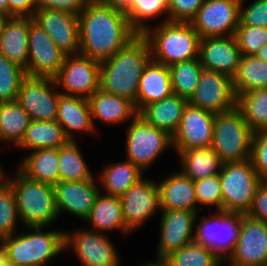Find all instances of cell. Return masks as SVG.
Wrapping results in <instances>:
<instances>
[{
    "label": "cell",
    "instance_id": "6da1fadb",
    "mask_svg": "<svg viewBox=\"0 0 267 266\" xmlns=\"http://www.w3.org/2000/svg\"><path fill=\"white\" fill-rule=\"evenodd\" d=\"M78 17L80 54L97 62L110 59L138 35L126 14L98 0H89Z\"/></svg>",
    "mask_w": 267,
    "mask_h": 266
},
{
    "label": "cell",
    "instance_id": "7a4b0ae2",
    "mask_svg": "<svg viewBox=\"0 0 267 266\" xmlns=\"http://www.w3.org/2000/svg\"><path fill=\"white\" fill-rule=\"evenodd\" d=\"M150 59L148 41L138 34L113 57L100 62L99 89L130 100L136 108L139 81Z\"/></svg>",
    "mask_w": 267,
    "mask_h": 266
},
{
    "label": "cell",
    "instance_id": "3957f363",
    "mask_svg": "<svg viewBox=\"0 0 267 266\" xmlns=\"http://www.w3.org/2000/svg\"><path fill=\"white\" fill-rule=\"evenodd\" d=\"M12 176L4 173L3 179L13 190L21 225L47 228L57 221L53 186L30 179L18 168Z\"/></svg>",
    "mask_w": 267,
    "mask_h": 266
},
{
    "label": "cell",
    "instance_id": "277c9868",
    "mask_svg": "<svg viewBox=\"0 0 267 266\" xmlns=\"http://www.w3.org/2000/svg\"><path fill=\"white\" fill-rule=\"evenodd\" d=\"M141 35L148 41L151 59L168 67L199 57L201 38L191 22L158 23V26H149Z\"/></svg>",
    "mask_w": 267,
    "mask_h": 266
},
{
    "label": "cell",
    "instance_id": "5b68a950",
    "mask_svg": "<svg viewBox=\"0 0 267 266\" xmlns=\"http://www.w3.org/2000/svg\"><path fill=\"white\" fill-rule=\"evenodd\" d=\"M26 230L29 231L18 234L15 232L0 241L9 264L47 266L53 257L65 251V231H47L46 227H26Z\"/></svg>",
    "mask_w": 267,
    "mask_h": 266
},
{
    "label": "cell",
    "instance_id": "8992f818",
    "mask_svg": "<svg viewBox=\"0 0 267 266\" xmlns=\"http://www.w3.org/2000/svg\"><path fill=\"white\" fill-rule=\"evenodd\" d=\"M254 132L240 110L215 114L212 148L223 163L250 160Z\"/></svg>",
    "mask_w": 267,
    "mask_h": 266
},
{
    "label": "cell",
    "instance_id": "52a82bcc",
    "mask_svg": "<svg viewBox=\"0 0 267 266\" xmlns=\"http://www.w3.org/2000/svg\"><path fill=\"white\" fill-rule=\"evenodd\" d=\"M198 215L193 242L211 250L225 262L239 239L242 213L216 210L212 216H202L199 221Z\"/></svg>",
    "mask_w": 267,
    "mask_h": 266
},
{
    "label": "cell",
    "instance_id": "ba28073f",
    "mask_svg": "<svg viewBox=\"0 0 267 266\" xmlns=\"http://www.w3.org/2000/svg\"><path fill=\"white\" fill-rule=\"evenodd\" d=\"M219 176L222 210L246 214L262 181L251 160L223 163Z\"/></svg>",
    "mask_w": 267,
    "mask_h": 266
},
{
    "label": "cell",
    "instance_id": "9c48e42d",
    "mask_svg": "<svg viewBox=\"0 0 267 266\" xmlns=\"http://www.w3.org/2000/svg\"><path fill=\"white\" fill-rule=\"evenodd\" d=\"M126 134V160L143 172L172 147V136L148 124L140 115L128 123Z\"/></svg>",
    "mask_w": 267,
    "mask_h": 266
},
{
    "label": "cell",
    "instance_id": "30bf717a",
    "mask_svg": "<svg viewBox=\"0 0 267 266\" xmlns=\"http://www.w3.org/2000/svg\"><path fill=\"white\" fill-rule=\"evenodd\" d=\"M99 78L100 62L78 54L66 55L54 79L61 94L89 99L99 90Z\"/></svg>",
    "mask_w": 267,
    "mask_h": 266
},
{
    "label": "cell",
    "instance_id": "8fae6325",
    "mask_svg": "<svg viewBox=\"0 0 267 266\" xmlns=\"http://www.w3.org/2000/svg\"><path fill=\"white\" fill-rule=\"evenodd\" d=\"M57 88L55 79L27 76L22 81L16 101L31 121L56 120L61 94Z\"/></svg>",
    "mask_w": 267,
    "mask_h": 266
},
{
    "label": "cell",
    "instance_id": "7c38bea8",
    "mask_svg": "<svg viewBox=\"0 0 267 266\" xmlns=\"http://www.w3.org/2000/svg\"><path fill=\"white\" fill-rule=\"evenodd\" d=\"M64 247L74 250L82 266H120V256L111 238L91 228L65 231Z\"/></svg>",
    "mask_w": 267,
    "mask_h": 266
},
{
    "label": "cell",
    "instance_id": "4fadbf2b",
    "mask_svg": "<svg viewBox=\"0 0 267 266\" xmlns=\"http://www.w3.org/2000/svg\"><path fill=\"white\" fill-rule=\"evenodd\" d=\"M65 57L49 35L29 18L27 76L54 79Z\"/></svg>",
    "mask_w": 267,
    "mask_h": 266
},
{
    "label": "cell",
    "instance_id": "5bb4252c",
    "mask_svg": "<svg viewBox=\"0 0 267 266\" xmlns=\"http://www.w3.org/2000/svg\"><path fill=\"white\" fill-rule=\"evenodd\" d=\"M240 0H205L191 21L200 38L235 34L239 24Z\"/></svg>",
    "mask_w": 267,
    "mask_h": 266
},
{
    "label": "cell",
    "instance_id": "9a60e30c",
    "mask_svg": "<svg viewBox=\"0 0 267 266\" xmlns=\"http://www.w3.org/2000/svg\"><path fill=\"white\" fill-rule=\"evenodd\" d=\"M147 178L140 179L120 197L123 220L132 233L161 211L158 182Z\"/></svg>",
    "mask_w": 267,
    "mask_h": 266
},
{
    "label": "cell",
    "instance_id": "2e32d148",
    "mask_svg": "<svg viewBox=\"0 0 267 266\" xmlns=\"http://www.w3.org/2000/svg\"><path fill=\"white\" fill-rule=\"evenodd\" d=\"M236 101L237 96L231 77L203 69L195 92L188 103L214 114H219L235 108Z\"/></svg>",
    "mask_w": 267,
    "mask_h": 266
},
{
    "label": "cell",
    "instance_id": "e0dca14e",
    "mask_svg": "<svg viewBox=\"0 0 267 266\" xmlns=\"http://www.w3.org/2000/svg\"><path fill=\"white\" fill-rule=\"evenodd\" d=\"M230 266H265L267 264V222L242 214L239 239L224 262Z\"/></svg>",
    "mask_w": 267,
    "mask_h": 266
},
{
    "label": "cell",
    "instance_id": "ac0fdd59",
    "mask_svg": "<svg viewBox=\"0 0 267 266\" xmlns=\"http://www.w3.org/2000/svg\"><path fill=\"white\" fill-rule=\"evenodd\" d=\"M32 19L64 54H80L78 15L52 9H36Z\"/></svg>",
    "mask_w": 267,
    "mask_h": 266
},
{
    "label": "cell",
    "instance_id": "d6986e66",
    "mask_svg": "<svg viewBox=\"0 0 267 266\" xmlns=\"http://www.w3.org/2000/svg\"><path fill=\"white\" fill-rule=\"evenodd\" d=\"M215 114L187 103L176 133L172 136L174 150L211 147Z\"/></svg>",
    "mask_w": 267,
    "mask_h": 266
},
{
    "label": "cell",
    "instance_id": "ffe728a7",
    "mask_svg": "<svg viewBox=\"0 0 267 266\" xmlns=\"http://www.w3.org/2000/svg\"><path fill=\"white\" fill-rule=\"evenodd\" d=\"M160 213V240L156 256L167 257L193 242L198 212L176 209L161 210Z\"/></svg>",
    "mask_w": 267,
    "mask_h": 266
},
{
    "label": "cell",
    "instance_id": "44dd1931",
    "mask_svg": "<svg viewBox=\"0 0 267 266\" xmlns=\"http://www.w3.org/2000/svg\"><path fill=\"white\" fill-rule=\"evenodd\" d=\"M95 179L86 181H59L53 188L55 204L60 216L63 212L85 220L100 193Z\"/></svg>",
    "mask_w": 267,
    "mask_h": 266
},
{
    "label": "cell",
    "instance_id": "7402d4cb",
    "mask_svg": "<svg viewBox=\"0 0 267 266\" xmlns=\"http://www.w3.org/2000/svg\"><path fill=\"white\" fill-rule=\"evenodd\" d=\"M198 58L205 70L233 78L238 69L241 53L234 35L208 37L200 39Z\"/></svg>",
    "mask_w": 267,
    "mask_h": 266
},
{
    "label": "cell",
    "instance_id": "603a6c76",
    "mask_svg": "<svg viewBox=\"0 0 267 266\" xmlns=\"http://www.w3.org/2000/svg\"><path fill=\"white\" fill-rule=\"evenodd\" d=\"M173 94L169 67L152 59L146 64L139 81L136 99L138 114L152 103Z\"/></svg>",
    "mask_w": 267,
    "mask_h": 266
},
{
    "label": "cell",
    "instance_id": "cb8c5ba5",
    "mask_svg": "<svg viewBox=\"0 0 267 266\" xmlns=\"http://www.w3.org/2000/svg\"><path fill=\"white\" fill-rule=\"evenodd\" d=\"M56 121L69 140H76L75 132H95L89 100L84 97L60 94Z\"/></svg>",
    "mask_w": 267,
    "mask_h": 266
},
{
    "label": "cell",
    "instance_id": "d4e9b609",
    "mask_svg": "<svg viewBox=\"0 0 267 266\" xmlns=\"http://www.w3.org/2000/svg\"><path fill=\"white\" fill-rule=\"evenodd\" d=\"M161 210H187L199 212L194 181L180 171L167 175L158 183Z\"/></svg>",
    "mask_w": 267,
    "mask_h": 266
},
{
    "label": "cell",
    "instance_id": "484cf974",
    "mask_svg": "<svg viewBox=\"0 0 267 266\" xmlns=\"http://www.w3.org/2000/svg\"><path fill=\"white\" fill-rule=\"evenodd\" d=\"M92 122L95 130V119L103 124H120L126 120H133L138 112L130 100L97 90L89 99Z\"/></svg>",
    "mask_w": 267,
    "mask_h": 266
},
{
    "label": "cell",
    "instance_id": "4316f807",
    "mask_svg": "<svg viewBox=\"0 0 267 266\" xmlns=\"http://www.w3.org/2000/svg\"><path fill=\"white\" fill-rule=\"evenodd\" d=\"M28 17H7L0 33V53L23 69L28 62Z\"/></svg>",
    "mask_w": 267,
    "mask_h": 266
},
{
    "label": "cell",
    "instance_id": "83f0119b",
    "mask_svg": "<svg viewBox=\"0 0 267 266\" xmlns=\"http://www.w3.org/2000/svg\"><path fill=\"white\" fill-rule=\"evenodd\" d=\"M188 100L172 94L158 102L147 105L138 115L148 124L173 136L180 124Z\"/></svg>",
    "mask_w": 267,
    "mask_h": 266
},
{
    "label": "cell",
    "instance_id": "f1b7e54d",
    "mask_svg": "<svg viewBox=\"0 0 267 266\" xmlns=\"http://www.w3.org/2000/svg\"><path fill=\"white\" fill-rule=\"evenodd\" d=\"M84 221L89 223L92 229L98 233L105 234L106 231L116 229L125 234L131 233L123 220L120 197L113 195L104 193L102 195L100 192L89 216Z\"/></svg>",
    "mask_w": 267,
    "mask_h": 266
},
{
    "label": "cell",
    "instance_id": "f546056e",
    "mask_svg": "<svg viewBox=\"0 0 267 266\" xmlns=\"http://www.w3.org/2000/svg\"><path fill=\"white\" fill-rule=\"evenodd\" d=\"M59 148L30 151L17 167L30 179L54 186L59 182Z\"/></svg>",
    "mask_w": 267,
    "mask_h": 266
},
{
    "label": "cell",
    "instance_id": "4dcf8cb0",
    "mask_svg": "<svg viewBox=\"0 0 267 266\" xmlns=\"http://www.w3.org/2000/svg\"><path fill=\"white\" fill-rule=\"evenodd\" d=\"M181 161L180 172L193 181L220 174L223 162L212 147L175 150Z\"/></svg>",
    "mask_w": 267,
    "mask_h": 266
},
{
    "label": "cell",
    "instance_id": "1f68e13d",
    "mask_svg": "<svg viewBox=\"0 0 267 266\" xmlns=\"http://www.w3.org/2000/svg\"><path fill=\"white\" fill-rule=\"evenodd\" d=\"M68 141L63 127L56 120L31 121L21 142L16 147L34 151L45 148H59Z\"/></svg>",
    "mask_w": 267,
    "mask_h": 266
},
{
    "label": "cell",
    "instance_id": "d6a6232c",
    "mask_svg": "<svg viewBox=\"0 0 267 266\" xmlns=\"http://www.w3.org/2000/svg\"><path fill=\"white\" fill-rule=\"evenodd\" d=\"M99 174L104 194L121 197L131 186L144 177L143 171L131 161L111 163Z\"/></svg>",
    "mask_w": 267,
    "mask_h": 266
},
{
    "label": "cell",
    "instance_id": "836d02e7",
    "mask_svg": "<svg viewBox=\"0 0 267 266\" xmlns=\"http://www.w3.org/2000/svg\"><path fill=\"white\" fill-rule=\"evenodd\" d=\"M232 80L236 96L251 90L267 88V62L254 55H241Z\"/></svg>",
    "mask_w": 267,
    "mask_h": 266
},
{
    "label": "cell",
    "instance_id": "e575fe53",
    "mask_svg": "<svg viewBox=\"0 0 267 266\" xmlns=\"http://www.w3.org/2000/svg\"><path fill=\"white\" fill-rule=\"evenodd\" d=\"M30 122V116L17 101L0 103V143L17 146Z\"/></svg>",
    "mask_w": 267,
    "mask_h": 266
},
{
    "label": "cell",
    "instance_id": "d590c367",
    "mask_svg": "<svg viewBox=\"0 0 267 266\" xmlns=\"http://www.w3.org/2000/svg\"><path fill=\"white\" fill-rule=\"evenodd\" d=\"M76 140L59 147V181H86L94 179Z\"/></svg>",
    "mask_w": 267,
    "mask_h": 266
},
{
    "label": "cell",
    "instance_id": "8d00e7d4",
    "mask_svg": "<svg viewBox=\"0 0 267 266\" xmlns=\"http://www.w3.org/2000/svg\"><path fill=\"white\" fill-rule=\"evenodd\" d=\"M236 107L253 132L267 130V88L237 95Z\"/></svg>",
    "mask_w": 267,
    "mask_h": 266
},
{
    "label": "cell",
    "instance_id": "74e56055",
    "mask_svg": "<svg viewBox=\"0 0 267 266\" xmlns=\"http://www.w3.org/2000/svg\"><path fill=\"white\" fill-rule=\"evenodd\" d=\"M203 69L199 58L169 66L173 94L189 100L195 92Z\"/></svg>",
    "mask_w": 267,
    "mask_h": 266
},
{
    "label": "cell",
    "instance_id": "f35d334b",
    "mask_svg": "<svg viewBox=\"0 0 267 266\" xmlns=\"http://www.w3.org/2000/svg\"><path fill=\"white\" fill-rule=\"evenodd\" d=\"M166 15L160 23L169 21L167 0H132L128 20L131 27L142 34L150 25L146 22Z\"/></svg>",
    "mask_w": 267,
    "mask_h": 266
},
{
    "label": "cell",
    "instance_id": "ab89813d",
    "mask_svg": "<svg viewBox=\"0 0 267 266\" xmlns=\"http://www.w3.org/2000/svg\"><path fill=\"white\" fill-rule=\"evenodd\" d=\"M26 77L25 69L0 53V103L16 101L19 88Z\"/></svg>",
    "mask_w": 267,
    "mask_h": 266
},
{
    "label": "cell",
    "instance_id": "60d3db41",
    "mask_svg": "<svg viewBox=\"0 0 267 266\" xmlns=\"http://www.w3.org/2000/svg\"><path fill=\"white\" fill-rule=\"evenodd\" d=\"M172 266H220L221 261L211 250L194 242L167 256Z\"/></svg>",
    "mask_w": 267,
    "mask_h": 266
},
{
    "label": "cell",
    "instance_id": "b9f144b4",
    "mask_svg": "<svg viewBox=\"0 0 267 266\" xmlns=\"http://www.w3.org/2000/svg\"><path fill=\"white\" fill-rule=\"evenodd\" d=\"M21 222L17 212L16 199L11 186L0 181V241L13 235L17 223Z\"/></svg>",
    "mask_w": 267,
    "mask_h": 266
},
{
    "label": "cell",
    "instance_id": "7bdbcfd3",
    "mask_svg": "<svg viewBox=\"0 0 267 266\" xmlns=\"http://www.w3.org/2000/svg\"><path fill=\"white\" fill-rule=\"evenodd\" d=\"M234 37L241 55H255L267 44V28L250 25H238Z\"/></svg>",
    "mask_w": 267,
    "mask_h": 266
},
{
    "label": "cell",
    "instance_id": "ee69618b",
    "mask_svg": "<svg viewBox=\"0 0 267 266\" xmlns=\"http://www.w3.org/2000/svg\"><path fill=\"white\" fill-rule=\"evenodd\" d=\"M195 196L198 205L215 206L222 210V190L219 174L194 181Z\"/></svg>",
    "mask_w": 267,
    "mask_h": 266
},
{
    "label": "cell",
    "instance_id": "f6af8a7d",
    "mask_svg": "<svg viewBox=\"0 0 267 266\" xmlns=\"http://www.w3.org/2000/svg\"><path fill=\"white\" fill-rule=\"evenodd\" d=\"M240 0V13L238 25H250L267 28V0H254L247 3Z\"/></svg>",
    "mask_w": 267,
    "mask_h": 266
},
{
    "label": "cell",
    "instance_id": "bcb514c9",
    "mask_svg": "<svg viewBox=\"0 0 267 266\" xmlns=\"http://www.w3.org/2000/svg\"><path fill=\"white\" fill-rule=\"evenodd\" d=\"M250 160L262 181H267V130L254 132Z\"/></svg>",
    "mask_w": 267,
    "mask_h": 266
},
{
    "label": "cell",
    "instance_id": "7dc6e473",
    "mask_svg": "<svg viewBox=\"0 0 267 266\" xmlns=\"http://www.w3.org/2000/svg\"><path fill=\"white\" fill-rule=\"evenodd\" d=\"M205 0H167L169 21L191 22Z\"/></svg>",
    "mask_w": 267,
    "mask_h": 266
},
{
    "label": "cell",
    "instance_id": "c3c4849f",
    "mask_svg": "<svg viewBox=\"0 0 267 266\" xmlns=\"http://www.w3.org/2000/svg\"><path fill=\"white\" fill-rule=\"evenodd\" d=\"M89 0H36L37 9H52L79 15Z\"/></svg>",
    "mask_w": 267,
    "mask_h": 266
},
{
    "label": "cell",
    "instance_id": "681fc988",
    "mask_svg": "<svg viewBox=\"0 0 267 266\" xmlns=\"http://www.w3.org/2000/svg\"><path fill=\"white\" fill-rule=\"evenodd\" d=\"M245 215L267 222V181H261L258 185L251 207Z\"/></svg>",
    "mask_w": 267,
    "mask_h": 266
},
{
    "label": "cell",
    "instance_id": "f907efd6",
    "mask_svg": "<svg viewBox=\"0 0 267 266\" xmlns=\"http://www.w3.org/2000/svg\"><path fill=\"white\" fill-rule=\"evenodd\" d=\"M36 9V0H8V17L32 18Z\"/></svg>",
    "mask_w": 267,
    "mask_h": 266
},
{
    "label": "cell",
    "instance_id": "816d5d0a",
    "mask_svg": "<svg viewBox=\"0 0 267 266\" xmlns=\"http://www.w3.org/2000/svg\"><path fill=\"white\" fill-rule=\"evenodd\" d=\"M101 4L113 10L122 12L127 16L131 13L132 0H98Z\"/></svg>",
    "mask_w": 267,
    "mask_h": 266
},
{
    "label": "cell",
    "instance_id": "f5cc1de1",
    "mask_svg": "<svg viewBox=\"0 0 267 266\" xmlns=\"http://www.w3.org/2000/svg\"><path fill=\"white\" fill-rule=\"evenodd\" d=\"M155 260L148 263L146 262L141 266H172L170 260L167 257L157 256Z\"/></svg>",
    "mask_w": 267,
    "mask_h": 266
},
{
    "label": "cell",
    "instance_id": "db71d44e",
    "mask_svg": "<svg viewBox=\"0 0 267 266\" xmlns=\"http://www.w3.org/2000/svg\"><path fill=\"white\" fill-rule=\"evenodd\" d=\"M254 56L262 61L267 62V44L263 45Z\"/></svg>",
    "mask_w": 267,
    "mask_h": 266
},
{
    "label": "cell",
    "instance_id": "11a10c76",
    "mask_svg": "<svg viewBox=\"0 0 267 266\" xmlns=\"http://www.w3.org/2000/svg\"><path fill=\"white\" fill-rule=\"evenodd\" d=\"M0 266H13L8 263L6 252L1 246V244H0Z\"/></svg>",
    "mask_w": 267,
    "mask_h": 266
},
{
    "label": "cell",
    "instance_id": "9f6ffc18",
    "mask_svg": "<svg viewBox=\"0 0 267 266\" xmlns=\"http://www.w3.org/2000/svg\"><path fill=\"white\" fill-rule=\"evenodd\" d=\"M0 13L8 17V0H0Z\"/></svg>",
    "mask_w": 267,
    "mask_h": 266
},
{
    "label": "cell",
    "instance_id": "6f0895ef",
    "mask_svg": "<svg viewBox=\"0 0 267 266\" xmlns=\"http://www.w3.org/2000/svg\"><path fill=\"white\" fill-rule=\"evenodd\" d=\"M6 19H7V17L0 13V33H1V30H2V26H3V24H4Z\"/></svg>",
    "mask_w": 267,
    "mask_h": 266
},
{
    "label": "cell",
    "instance_id": "680465c9",
    "mask_svg": "<svg viewBox=\"0 0 267 266\" xmlns=\"http://www.w3.org/2000/svg\"><path fill=\"white\" fill-rule=\"evenodd\" d=\"M1 166L2 165L0 164V181L3 179L4 173H5V171L3 170V168Z\"/></svg>",
    "mask_w": 267,
    "mask_h": 266
}]
</instances>
